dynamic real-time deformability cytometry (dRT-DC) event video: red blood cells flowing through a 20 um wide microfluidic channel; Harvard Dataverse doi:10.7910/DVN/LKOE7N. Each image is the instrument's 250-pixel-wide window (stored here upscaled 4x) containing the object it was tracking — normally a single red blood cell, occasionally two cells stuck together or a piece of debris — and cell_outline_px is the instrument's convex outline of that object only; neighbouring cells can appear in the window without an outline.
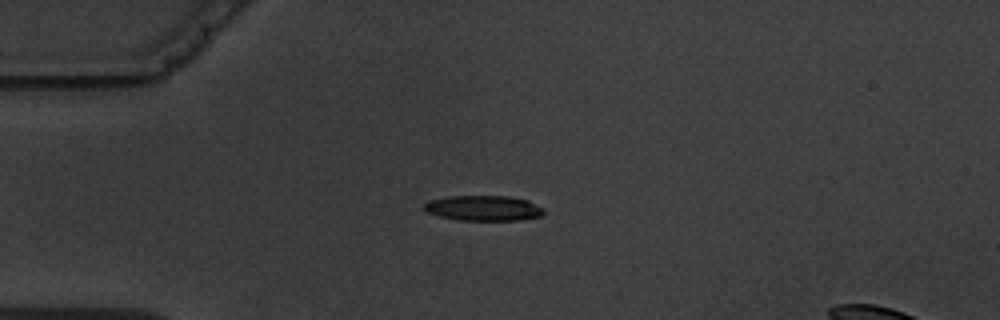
{"species": "common noctule bat (a hibernating species)", "species_latin": "Nyctalus noctula", "temperature_condition": "warm", "stored_images_in_passage": 12, "camera_frame_rate_fps": 3000, "um_per_image_px": 0.085, "animal": {"sex": "male", "body_mass_g": 19.5, "forearm_length_mm": 54.6}, "frame": {"image": 1, "passage_image": 3, "time_ms": 3.667, "image_size_px": [1000, 320], "cell_outline_px": [[544, 212], [540, 216], [520, 220], [456, 220], [424, 212], [424, 204], [428, 200], [448, 196], [508, 196], [528, 200], [544, 208]], "centroid_in_image_um": [41.07, 17.69], "position_along_channel_um": 43.9, "area_um2": 17.74}}
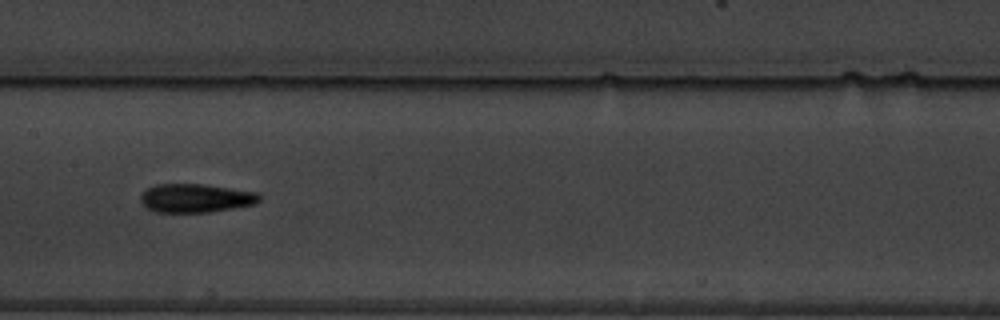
{"frame": {"image": 2, "passage_image": 7, "time_ms": 8.333, "image_size_px": [1000, 320], "cell_outline_px": [[260, 200], [256, 204], [208, 212], [156, 212], [148, 208], [140, 200], [140, 196], [148, 188], [156, 184], [204, 184], [256, 192], [260, 196]], "centroid_in_image_um": [16.64, 16.84], "position_along_channel_um": 190.8, "area_um2": 19.65}, "authors_computed_cell_mechanics": {"area_um2": 18.9873, "velocity_mm_per_s": 3.6343, "shape_relaxation_time_tau1_ms": 3.8985, "shape_relaxation_time_tau2_ms": 2.727, "deformation_change_tau1": 0.1404, "deformation_change_tau2": 0.1057}}